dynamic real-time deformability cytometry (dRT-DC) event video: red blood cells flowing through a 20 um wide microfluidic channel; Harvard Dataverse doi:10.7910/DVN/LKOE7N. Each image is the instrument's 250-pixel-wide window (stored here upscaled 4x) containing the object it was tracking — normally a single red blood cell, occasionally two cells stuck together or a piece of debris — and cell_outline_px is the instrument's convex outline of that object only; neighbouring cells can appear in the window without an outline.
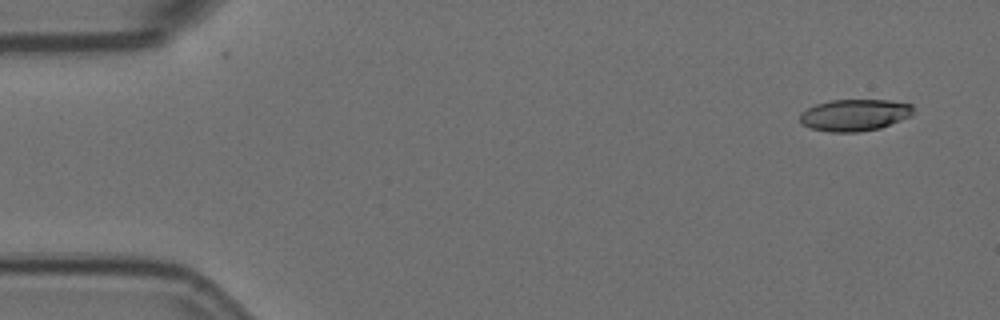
{"species": "Egyptian fruit bat (a non-hibernating species)", "species_latin": "Rousettus aegyptiacus", "temperature_condition": "room temperature", "stored_images_in_passage": 6, "camera_frame_rate_fps": 3000, "um_per_image_px": 0.085, "animal": {"sex": "female"}, "frame": {"image": 1, "passage_image": 1, "time_ms": 0.0, "image_size_px": [1000, 320], "cell_outline_px": [[912, 116], [880, 128], [860, 132], [832, 132], [812, 128], [804, 124], [800, 120], [800, 112], [816, 104], [832, 100], [888, 100], [912, 104]], "centroid_in_image_um": [72.66, 9.77], "position_along_channel_um": 12.3, "area_um2": 20.87}}
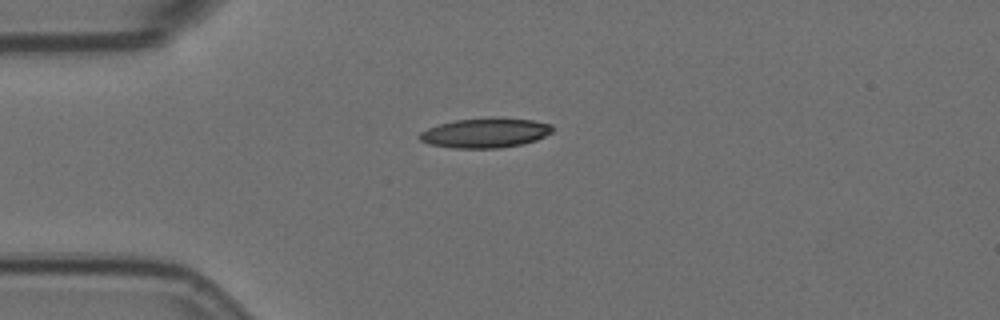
{"frame": {"image": 2, "passage_image": 4, "time_ms": 1.0, "image_size_px": [1000, 320], "cell_outline_px": [[552, 132], [536, 140], [524, 144], [500, 148], [452, 148], [428, 144], [420, 140], [416, 136], [420, 132], [428, 128], [440, 124], [456, 120], [492, 116], [496, 116], [532, 120], [552, 124]], "centroid_in_image_um": [41.24, 11.28], "position_along_channel_um": 43.8, "area_um2": 23.41}}
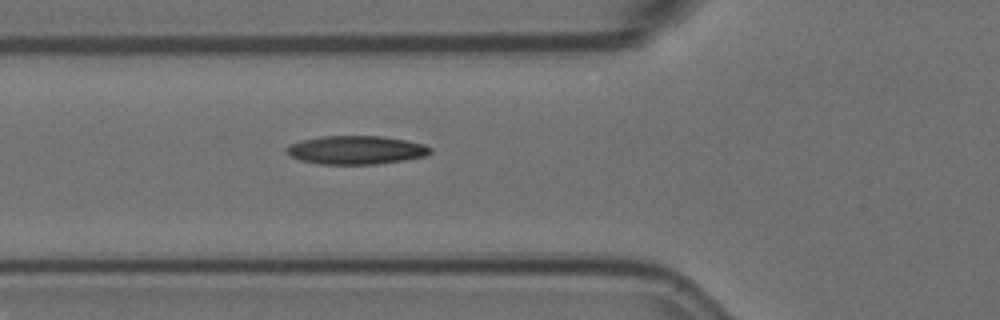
{"frame": {"image": 3, "passage_image": 6, "time_ms": 1.667, "image_size_px": [1000, 320], "cell_outline_px": [[432, 152], [424, 156], [404, 160], [376, 164], [320, 164], [300, 160], [292, 156], [288, 152], [288, 148], [292, 144], [304, 140], [320, 136], [384, 136], [424, 144], [432, 148]], "centroid_in_image_um": [30.32, 12.75], "position_along_channel_um": 95.5, "area_um2": 23.58}}